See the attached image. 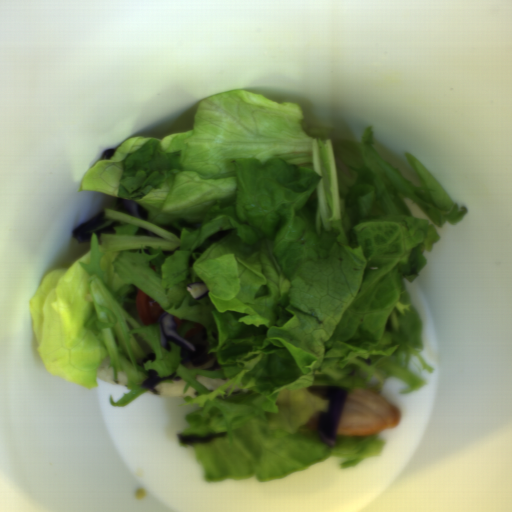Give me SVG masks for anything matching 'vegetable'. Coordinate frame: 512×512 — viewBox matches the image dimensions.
<instances>
[{
	"instance_id": "add77e79",
	"label": "vegetable",
	"mask_w": 512,
	"mask_h": 512,
	"mask_svg": "<svg viewBox=\"0 0 512 512\" xmlns=\"http://www.w3.org/2000/svg\"><path fill=\"white\" fill-rule=\"evenodd\" d=\"M373 128L359 140L311 133L302 107L243 89L198 103L193 122L162 137H130L80 180L140 204L143 220L104 208L115 233L90 235L83 254L49 271L29 303L36 351L51 377L97 388L110 358L124 372L127 406L149 389L148 371L184 380L191 413L186 435L225 433L190 443L206 482L287 479L326 457L354 468L382 453L373 436H338L333 446L305 425L327 411L310 386L401 394L423 388L422 319L406 291L427 265L457 203L414 156L417 183L377 151ZM412 200L430 219L412 216ZM205 282L195 300L187 284ZM143 292L174 315L179 335L202 330L212 371L180 365L179 348L144 326ZM229 379L214 391L195 376Z\"/></svg>"
}]
</instances>
